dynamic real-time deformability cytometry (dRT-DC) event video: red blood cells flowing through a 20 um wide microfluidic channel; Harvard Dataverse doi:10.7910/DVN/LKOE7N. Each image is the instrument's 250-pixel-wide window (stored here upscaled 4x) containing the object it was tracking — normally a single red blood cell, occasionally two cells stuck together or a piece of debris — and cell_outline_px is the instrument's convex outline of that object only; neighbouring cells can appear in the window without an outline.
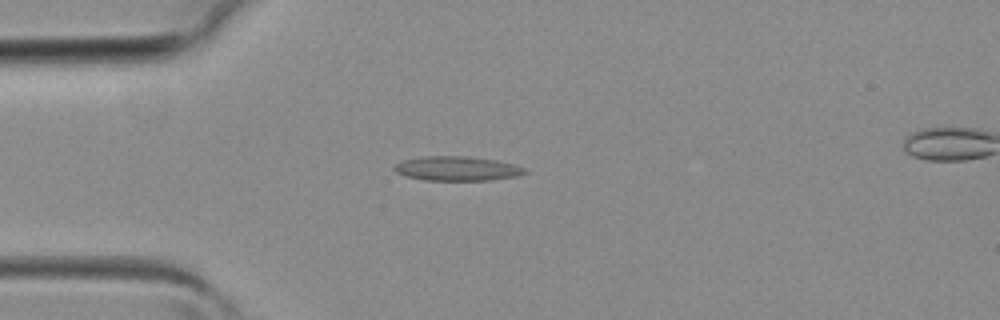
{"species": "common noctule bat (a hibernating species)", "species_latin": "Nyctalus noctula", "temperature_condition": "room temperature", "stored_images_in_passage": 31, "camera_frame_rate_fps": 3000, "um_per_image_px": 0.085, "animal": {"sex": "female", "body_mass_g": 19.3, "forearm_length_mm": 54.1}, "frame": {"image": 1, "passage_image": 1, "time_ms": 0.0, "image_size_px": [1000, 320], "cell_outline_px": [[528, 172], [516, 176], [492, 180], [424, 180], [408, 176], [396, 172], [392, 168], [392, 164], [400, 160], [420, 156], [468, 156], [496, 160], [512, 164], [524, 168]], "centroid_in_image_um": [38.78, 14.31], "position_along_channel_um": 46.2, "area_um2": 18.67}}
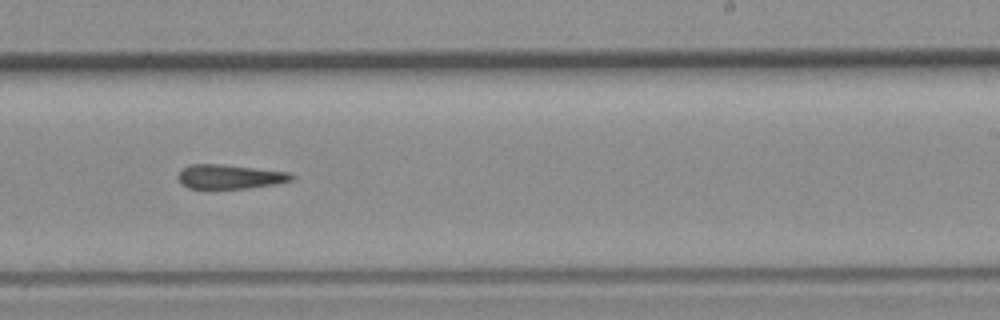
{"frame": {"image": 2, "passage_image": 15, "time_ms": 4.667, "image_size_px": [1000, 320], "cell_outline_px": [[296, 176], [292, 180], [280, 184], [248, 188], [188, 188], [180, 184], [176, 176], [184, 168], [192, 164], [220, 164], [292, 172]], "centroid_in_image_um": [19.59, 15.02], "position_along_channel_um": 269.4, "area_um2": 16.24}}
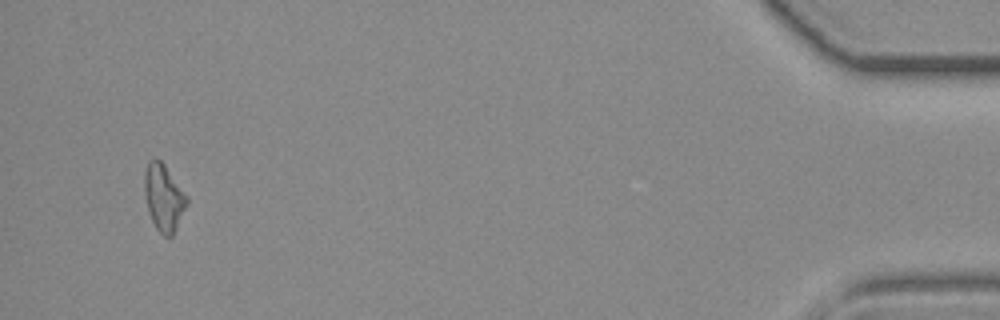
{"frame": {"image": 3, "passage_image": 29, "time_ms": 9.333, "image_size_px": [1000, 320], "cell_outline_px": [[188, 204], [172, 236], [164, 236], [156, 228], [152, 220], [144, 196], [144, 172], [148, 160], [160, 160], [164, 164], [188, 196]], "centroid_in_image_um": [13.92, 16.78], "position_along_channel_um": 421.3, "area_um2": 16.42}}